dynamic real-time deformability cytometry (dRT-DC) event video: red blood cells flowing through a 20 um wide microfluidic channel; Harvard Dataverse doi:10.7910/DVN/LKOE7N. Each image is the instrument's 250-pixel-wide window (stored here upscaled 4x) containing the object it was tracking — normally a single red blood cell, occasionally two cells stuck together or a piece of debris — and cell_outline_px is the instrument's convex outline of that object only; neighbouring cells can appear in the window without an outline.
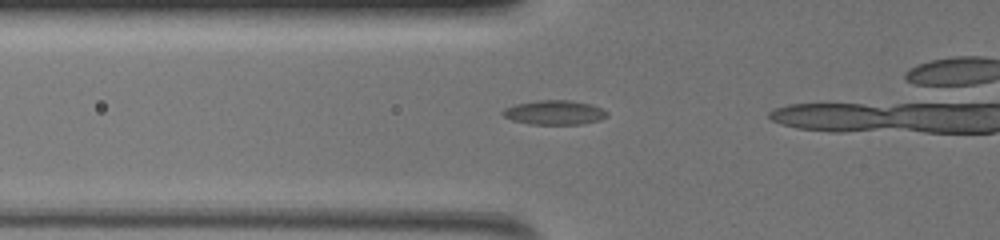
{"species": "common noctule bat (a hibernating species)", "species_latin": "Nyctalus noctula", "temperature_condition": "warm", "stored_images_in_passage": 11, "camera_frame_rate_fps": 3000, "um_per_image_px": 0.085, "animal": {"sex": "female", "body_mass_g": 19.5, "forearm_length_mm": 54.1}, "frame": {"image": 1, "passage_image": 5, "time_ms": 1.333, "image_size_px": [1000, 240], "cell_outline_px": [[608, 116], [600, 120], [580, 124], [532, 124], [512, 120], [504, 116], [500, 112], [504, 108], [516, 104], [536, 100], [568, 100], [592, 104], [604, 108], [608, 112]], "centroid_in_image_um": [47.15, 9.55], "position_along_channel_um": 78.6, "area_um2": 14.91}}
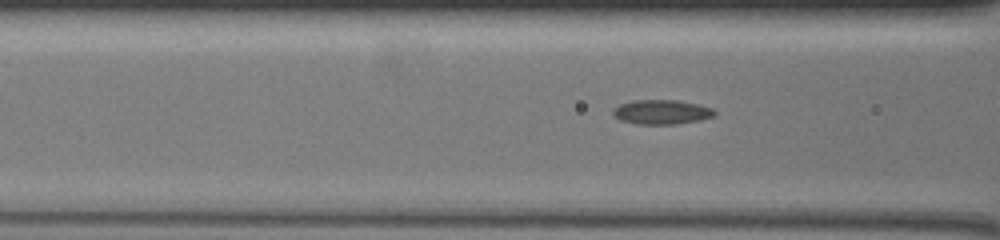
{"frame": {"image": 2, "passage_image": 8, "time_ms": 2.333, "image_size_px": [1000, 240], "cell_outline_px": [[716, 112], [712, 116], [700, 120], [676, 124], [636, 124], [620, 120], [612, 116], [612, 108], [620, 104], [632, 100], [676, 100], [696, 104], [712, 108]], "centroid_in_image_um": [56.16, 9.52], "position_along_channel_um": 110.4, "area_um2": 14.51}}